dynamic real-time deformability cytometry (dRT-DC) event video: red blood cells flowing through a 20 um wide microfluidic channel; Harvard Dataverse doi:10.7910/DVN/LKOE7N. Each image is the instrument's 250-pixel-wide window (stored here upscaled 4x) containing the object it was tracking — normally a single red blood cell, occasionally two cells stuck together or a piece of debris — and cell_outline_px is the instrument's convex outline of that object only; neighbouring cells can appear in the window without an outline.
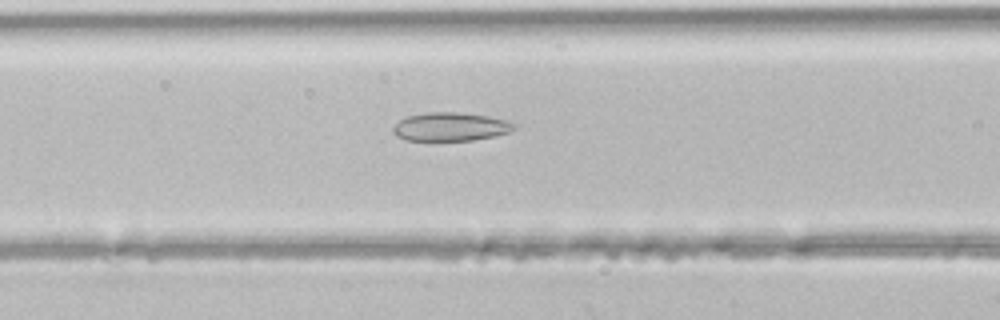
{"species": "common noctule bat (a hibernating species)", "species_latin": "Nyctalus noctula", "temperature_condition": "room temperature", "stored_images_in_passage": 31, "camera_frame_rate_fps": 3000, "um_per_image_px": 0.085, "animal": {"sex": "male", "body_mass_g": 21.5, "forearm_length_mm": 52.0}, "frame": {"image": 1, "passage_image": 5, "time_ms": 1.333, "image_size_px": [1000, 320], "cell_outline_px": [[512, 128], [508, 132], [492, 136], [472, 140], [408, 140], [396, 136], [392, 132], [392, 128], [400, 120], [408, 116], [428, 112], [460, 112], [488, 116], [504, 120], [512, 124]], "centroid_in_image_um": [38.21, 10.77], "position_along_channel_um": 128.4, "area_um2": 19.65}}
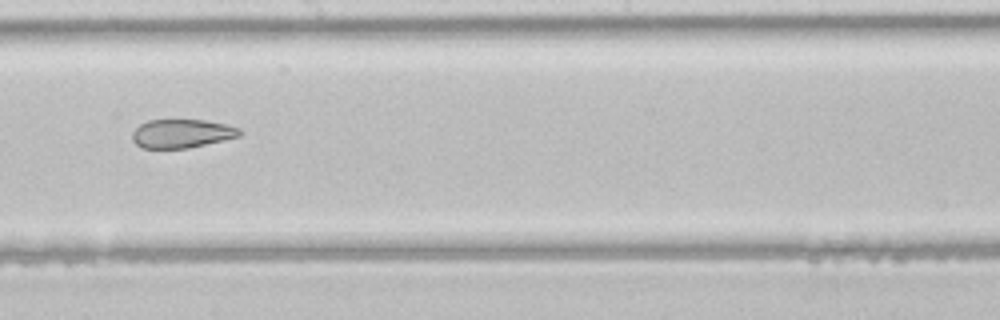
{"frame": {"image": 2, "passage_image": 12, "time_ms": 3.667, "image_size_px": [1000, 320], "cell_outline_px": [[240, 136], [224, 140], [188, 148], [140, 148], [132, 140], [132, 132], [140, 124], [148, 120], [204, 120], [224, 124], [240, 128]], "centroid_in_image_um": [15.42, 11.35], "position_along_channel_um": 232.8, "area_um2": 17.86}}
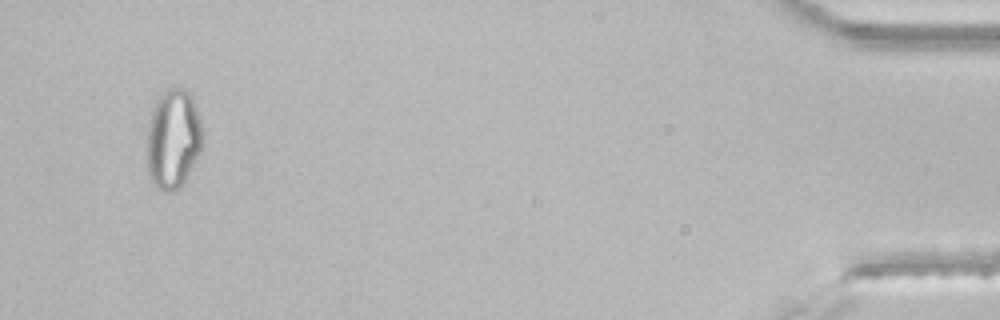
{"frame": {"image": 3, "passage_image": 30, "time_ms": 9.667, "image_size_px": [1000, 320], "cell_outline_px": [[204, 136], [200, 152], [196, 160], [180, 188], [176, 192], [164, 192], [148, 176], [148, 124], [152, 108], [156, 100], [168, 88], [184, 88], [192, 96], [200, 116], [204, 128]], "centroid_in_image_um": [14.76, 11.79], "position_along_channel_um": 420.4, "area_um2": 32.54}}